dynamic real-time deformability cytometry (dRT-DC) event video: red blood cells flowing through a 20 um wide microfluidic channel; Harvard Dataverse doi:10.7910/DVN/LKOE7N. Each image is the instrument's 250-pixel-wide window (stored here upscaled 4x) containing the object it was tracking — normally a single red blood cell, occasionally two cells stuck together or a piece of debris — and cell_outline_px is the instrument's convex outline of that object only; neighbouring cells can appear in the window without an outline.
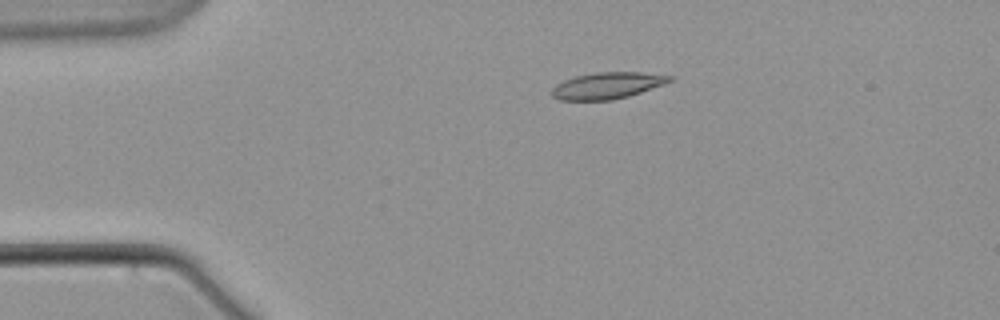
{"species": "common noctule bat (a hibernating species)", "species_latin": "Nyctalus noctula", "temperature_condition": "warm", "stored_images_in_passage": 5, "camera_frame_rate_fps": 3000, "um_per_image_px": 0.085, "animal": {"sex": "male", "body_mass_g": 21.5, "forearm_length_mm": 52.0}, "frame": {"image": 1, "passage_image": 1, "time_ms": 0.0, "image_size_px": [1000, 320], "cell_outline_px": [[676, 80], [628, 96], [612, 100], [560, 100], [552, 96], [552, 88], [556, 84], [564, 80], [576, 76], [596, 72], [640, 72], [676, 76]], "centroid_in_image_um": [51.66, 7.26], "position_along_channel_um": 33.3, "area_um2": 18.26}}
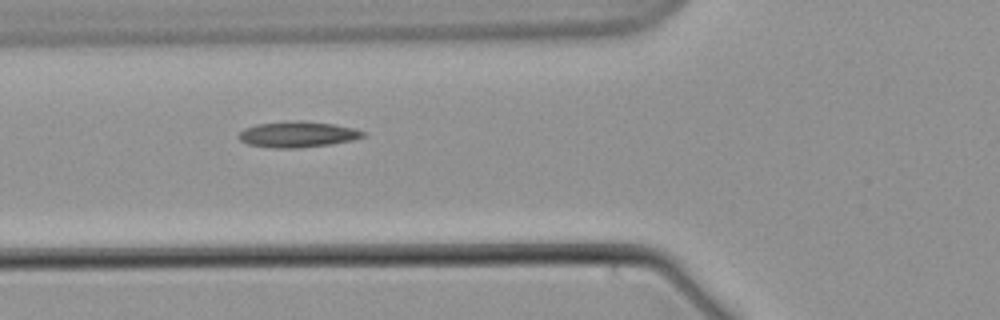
{"frame": {"image": 2, "passage_image": 4, "time_ms": 3.667, "image_size_px": [1000, 320], "cell_outline_px": [[368, 132], [364, 136], [352, 140], [332, 144], [300, 148], [276, 148], [248, 144], [240, 140], [236, 136], [244, 128], [256, 124], [284, 120], [300, 120], [332, 124], [356, 128]], "centroid_in_image_um": [25.3, 11.41], "position_along_channel_um": 100.5, "area_um2": 19.07}}
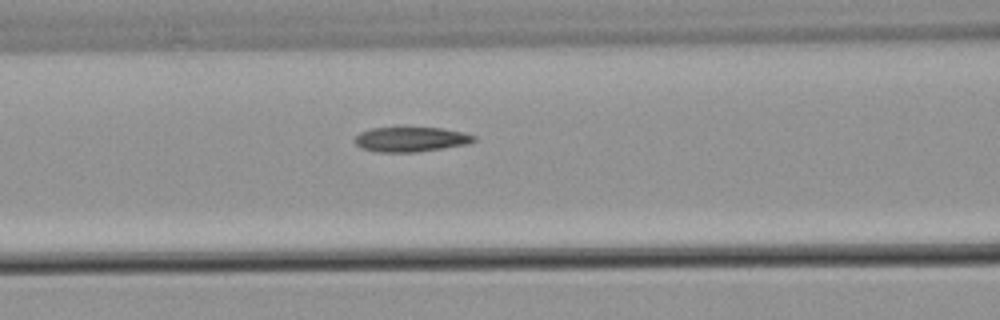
{"frame": {"image": 3, "passage_image": 5, "time_ms": 4.667, "image_size_px": [1000, 320], "cell_outline_px": [[476, 140], [464, 144], [416, 152], [376, 152], [360, 148], [352, 140], [360, 132], [372, 128], [440, 128], [464, 132], [476, 136]], "centroid_in_image_um": [34.86, 11.84], "position_along_channel_um": 131.7, "area_um2": 17.05}}